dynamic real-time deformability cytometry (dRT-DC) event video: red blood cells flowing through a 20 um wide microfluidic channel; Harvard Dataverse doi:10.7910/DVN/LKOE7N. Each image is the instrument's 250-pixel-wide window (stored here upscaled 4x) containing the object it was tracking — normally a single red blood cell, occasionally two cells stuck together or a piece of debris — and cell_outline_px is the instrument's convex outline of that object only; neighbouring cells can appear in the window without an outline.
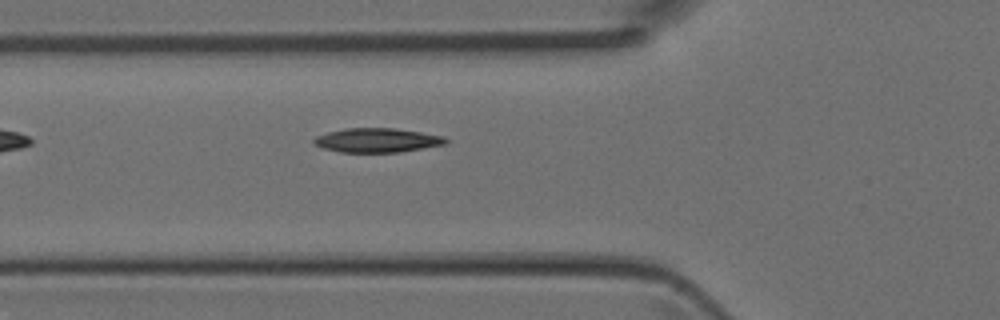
{"species": "Egyptian fruit bat (a non-hibernating species)", "species_latin": "Rousettus aegyptiacus", "temperature_condition": "room temperature", "stored_images_in_passage": 5, "camera_frame_rate_fps": 3000, "um_per_image_px": 0.085, "animal": {"sex": "female"}, "frame": {"image": 1, "passage_image": 5, "time_ms": 1.333, "image_size_px": [1000, 320], "cell_outline_px": [[448, 140], [444, 144], [400, 152], [340, 152], [324, 148], [312, 144], [312, 140], [316, 136], [328, 132], [344, 128], [392, 128], [420, 132], [444, 136]], "centroid_in_image_um": [32.01, 11.92], "position_along_channel_um": 93.8, "area_um2": 18.5}}